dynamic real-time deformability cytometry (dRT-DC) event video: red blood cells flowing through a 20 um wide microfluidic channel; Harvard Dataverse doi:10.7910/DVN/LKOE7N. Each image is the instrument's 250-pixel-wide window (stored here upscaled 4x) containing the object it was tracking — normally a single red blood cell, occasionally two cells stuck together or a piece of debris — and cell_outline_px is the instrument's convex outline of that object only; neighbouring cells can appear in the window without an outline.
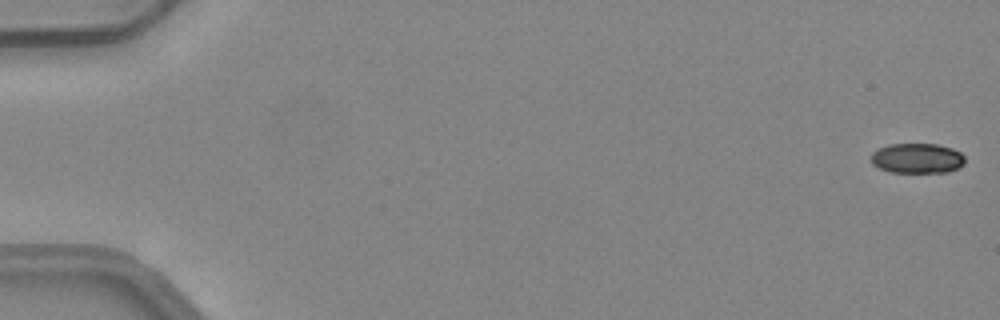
{"species": "common noctule bat (a hibernating species)", "species_latin": "Nyctalus noctula", "temperature_condition": "warm", "stored_images_in_passage": 50, "camera_frame_rate_fps": 3000, "um_per_image_px": 0.085, "animal": {"sex": "female", "body_mass_g": 24.6, "forearm_length_mm": 56.2}, "frame": {"image": 1, "passage_image": 1, "time_ms": 0.0, "image_size_px": [1000, 320], "cell_outline_px": [[964, 164], [960, 168], [948, 172], [888, 172], [872, 164], [872, 152], [888, 144], [936, 144], [952, 148], [960, 152], [964, 156]], "centroid_in_image_um": [77.98, 13.46], "position_along_channel_um": 7.0, "area_um2": 16.47}}
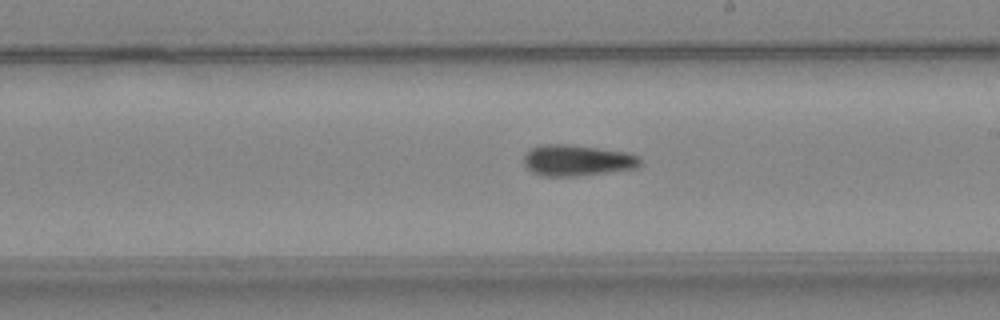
{"frame": {"image": 2, "passage_image": 30, "time_ms": 9.667, "image_size_px": [1000, 320], "cell_outline_px": [[640, 164], [636, 168], [580, 176], [544, 176], [532, 172], [524, 164], [524, 152], [528, 148], [540, 144], [568, 144], [628, 152], [640, 156]], "centroid_in_image_um": [49.02, 13.62], "position_along_channel_um": 240.0, "area_um2": 21.33}}
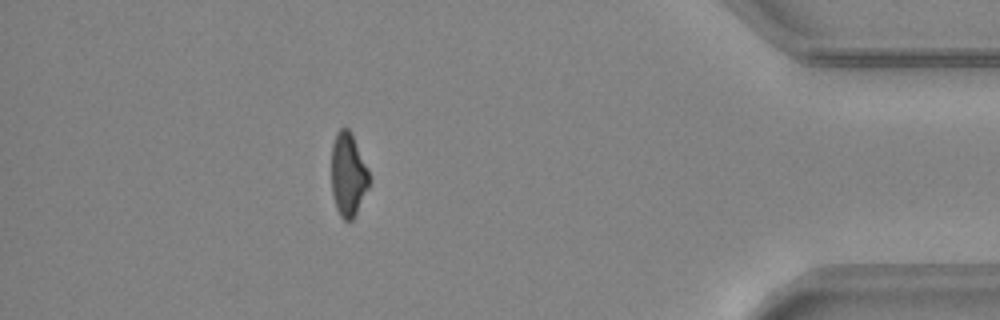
{"frame": {"image": 3, "passage_image": 45, "time_ms": 14.667, "image_size_px": [1000, 320], "cell_outline_px": [[368, 188], [352, 220], [344, 220], [340, 216], [336, 208], [332, 192], [332, 144], [336, 132], [340, 128], [348, 128], [352, 132], [368, 168]], "centroid_in_image_um": [29.58, 14.8], "position_along_channel_um": 405.6, "area_um2": 18.26}, "authors_computed_cell_mechanics": {"area_um2": 19.5653, "velocity_mm_per_s": 4.1907, "shape_relaxation_time_tau1_ms": 6.8481, "shape_relaxation_time_tau2_ms": null, "deformation_change_tau1": 0.169, "deformation_change_tau2": null}}